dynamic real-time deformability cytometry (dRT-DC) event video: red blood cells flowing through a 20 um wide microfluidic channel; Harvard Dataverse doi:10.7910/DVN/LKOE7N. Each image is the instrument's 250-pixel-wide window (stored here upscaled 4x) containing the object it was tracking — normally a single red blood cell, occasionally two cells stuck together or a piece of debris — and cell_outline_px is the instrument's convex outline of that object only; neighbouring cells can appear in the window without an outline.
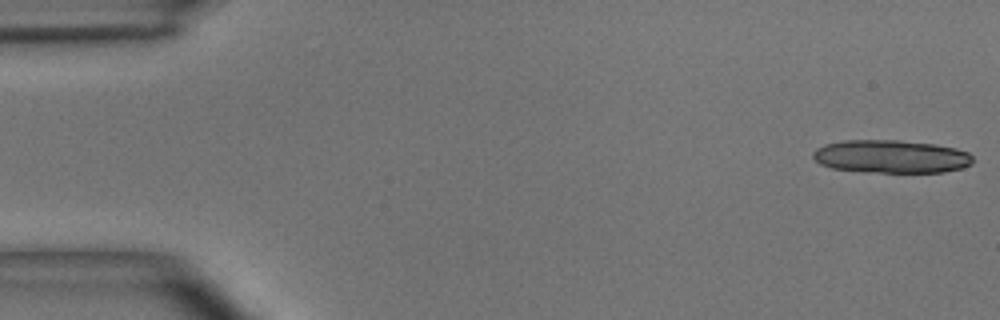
{"species": "common noctule bat (a hibernating species)", "species_latin": "Nyctalus noctula", "temperature_condition": "room temperature", "stored_images_in_passage": 14, "camera_frame_rate_fps": 3000, "um_per_image_px": 0.085, "animal": {"sex": "male", "body_mass_g": 15.6}, "frame": {"image": 1, "passage_image": 1, "time_ms": 0.0, "image_size_px": [1000, 320], "cell_outline_px": [[972, 164], [960, 168], [944, 172], [864, 172], [832, 168], [820, 164], [812, 156], [812, 152], [816, 148], [824, 144], [844, 140], [900, 140], [936, 144], [956, 148], [968, 152], [972, 156]], "centroid_in_image_um": [75.73, 13.3], "position_along_channel_um": 9.3, "area_um2": 30.98}}